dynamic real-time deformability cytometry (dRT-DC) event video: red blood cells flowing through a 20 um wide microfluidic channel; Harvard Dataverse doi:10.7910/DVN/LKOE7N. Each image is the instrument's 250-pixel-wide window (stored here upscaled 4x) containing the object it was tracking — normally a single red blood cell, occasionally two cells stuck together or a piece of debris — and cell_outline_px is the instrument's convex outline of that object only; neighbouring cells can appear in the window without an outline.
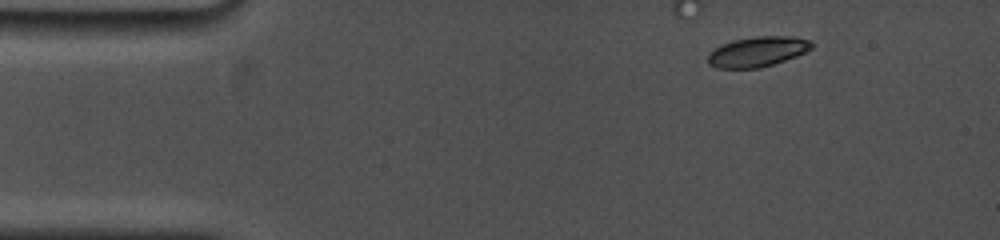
{"species": "common noctule bat (a hibernating species)", "species_latin": "Nyctalus noctula", "temperature_condition": "cold", "stored_images_in_passage": 35, "camera_frame_rate_fps": 5000, "um_per_image_px": 0.085, "animal": {"sex": "female", "body_mass_g": 19.0, "forearm_length_mm": 53.3}, "frame": {"image": 1, "passage_image": 1, "time_ms": 0.0, "image_size_px": [1000, 240], "cell_outline_px": [[816, 44], [812, 48], [796, 56], [760, 68], [716, 68], [708, 64], [708, 52], [720, 44], [732, 40], [756, 36], [792, 36], [812, 40]], "centroid_in_image_um": [64.38, 4.38], "position_along_channel_um": 20.6, "area_um2": 18.44}}
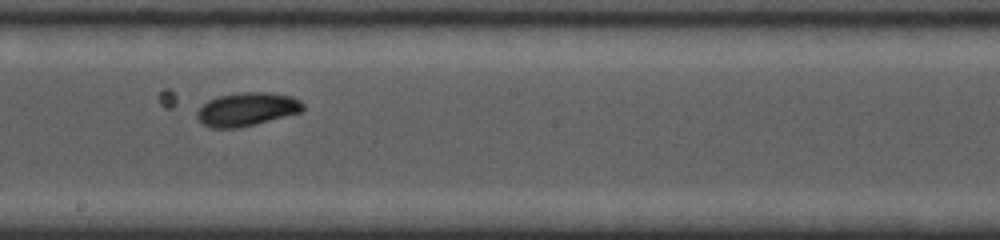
{"frame": {"image": 2, "passage_image": 18, "time_ms": 7.6, "image_size_px": [1000, 240], "cell_outline_px": [[304, 108], [300, 112], [256, 124], [240, 128], [212, 128], [204, 124], [196, 116], [196, 112], [208, 100], [220, 96], [244, 92], [268, 92], [292, 96], [300, 100], [304, 104]], "centroid_in_image_um": [21.01, 9.29], "position_along_channel_um": 227.2, "area_um2": 20.52}}
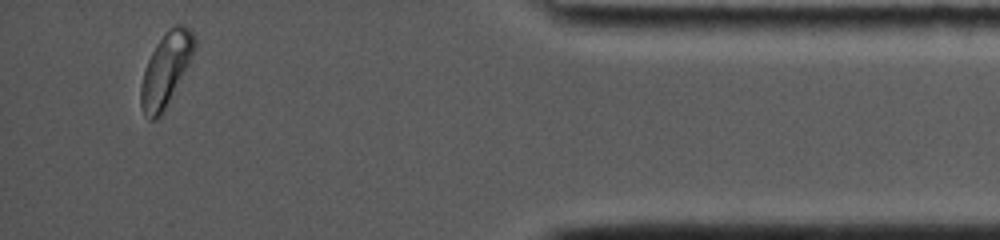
{"frame": {"image": 3, "passage_image": 34, "time_ms": 13.8, "image_size_px": [1000, 240], "cell_outline_px": [[196, 48], [192, 56], [160, 116], [156, 120], [148, 120], [144, 116], [140, 104], [140, 84], [148, 60], [152, 52], [164, 32], [176, 24], [180, 24], [188, 28], [196, 36]], "centroid_in_image_um": [14.08, 5.9], "position_along_channel_um": 421.1, "area_um2": 22.43}, "authors_computed_cell_mechanics": {"area_um2": 20.5768, "velocity_mm_per_s": 3.7207, "shape_relaxation_time_tau1_ms": 4.4311, "shape_relaxation_time_tau2_ms": null, "deformation_change_tau1": 0.1361, "deformation_change_tau2": null}}